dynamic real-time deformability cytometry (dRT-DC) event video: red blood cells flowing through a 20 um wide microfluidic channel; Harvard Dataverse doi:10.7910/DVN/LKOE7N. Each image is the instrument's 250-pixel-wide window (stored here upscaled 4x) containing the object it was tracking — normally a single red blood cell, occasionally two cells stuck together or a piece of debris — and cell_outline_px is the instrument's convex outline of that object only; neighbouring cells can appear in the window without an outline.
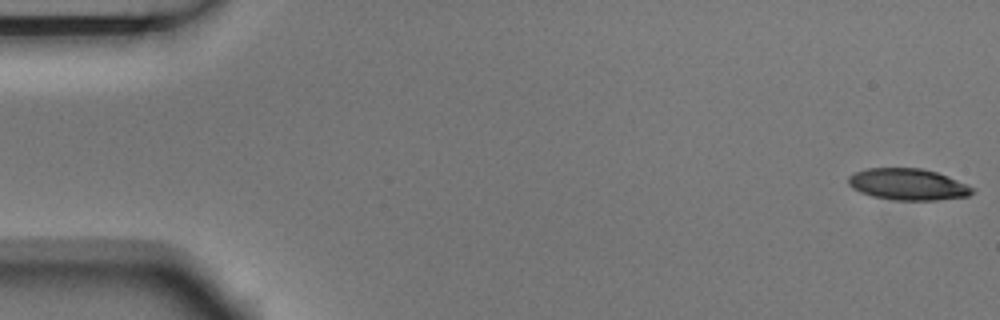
{"species": "Egyptian fruit bat (a non-hibernating species)", "species_latin": "Rousettus aegyptiacus", "temperature_condition": "room temperature", "stored_images_in_passage": 5, "camera_frame_rate_fps": 3000, "um_per_image_px": 0.085, "animal": {"sex": "male"}, "frame": {"image": 1, "passage_image": 1, "time_ms": 0.0, "image_size_px": [1000, 320], "cell_outline_px": [[976, 188], [968, 196], [936, 200], [896, 200], [872, 196], [860, 192], [852, 188], [848, 184], [848, 176], [856, 172], [868, 168], [920, 168], [936, 172], [948, 176]], "centroid_in_image_um": [77.17, 15.67], "position_along_channel_um": 7.8, "area_um2": 22.72}}
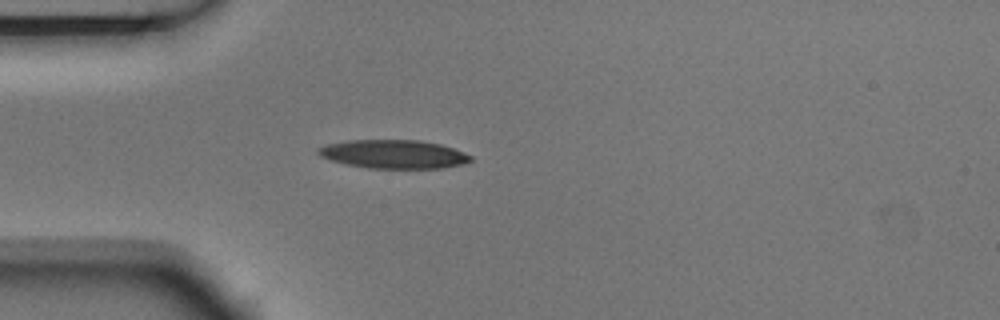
{"frame": {"image": 2, "passage_image": 5, "time_ms": 1.333, "image_size_px": [1000, 320], "cell_outline_px": [[472, 160], [464, 164], [444, 168], [368, 168], [348, 164], [332, 160], [320, 156], [316, 152], [316, 148], [328, 144], [348, 140], [420, 140], [440, 144], [464, 152], [472, 156]], "centroid_in_image_um": [33.48, 13.1], "position_along_channel_um": 51.5, "area_um2": 25.37}}